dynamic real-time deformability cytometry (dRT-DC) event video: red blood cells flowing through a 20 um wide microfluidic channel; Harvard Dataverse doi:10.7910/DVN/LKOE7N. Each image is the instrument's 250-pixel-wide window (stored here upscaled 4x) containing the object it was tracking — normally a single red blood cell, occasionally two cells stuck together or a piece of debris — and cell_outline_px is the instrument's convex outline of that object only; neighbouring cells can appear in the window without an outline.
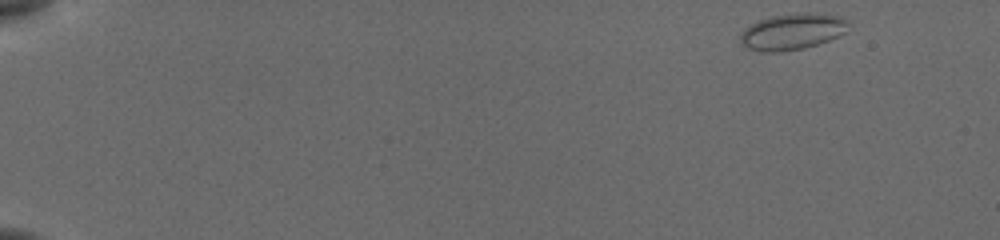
{"species": "common noctule bat (a hibernating species)", "species_latin": "Nyctalus noctula", "temperature_condition": "cold", "stored_images_in_passage": 51, "camera_frame_rate_fps": 3000, "um_per_image_px": 0.085, "animal": {"sex": "female", "body_mass_g": 19.5, "forearm_length_mm": 54.1}, "frame": {"image": 1, "passage_image": 1, "time_ms": 0.0, "image_size_px": [1000, 240], "cell_outline_px": [[848, 32], [840, 36], [804, 48], [776, 52], [760, 52], [744, 48], [740, 44], [740, 32], [744, 28], [760, 20], [772, 16], [808, 12], [840, 16], [848, 20]], "centroid_in_image_um": [67.33, 2.7], "position_along_channel_um": 17.7, "area_um2": 23.0}}
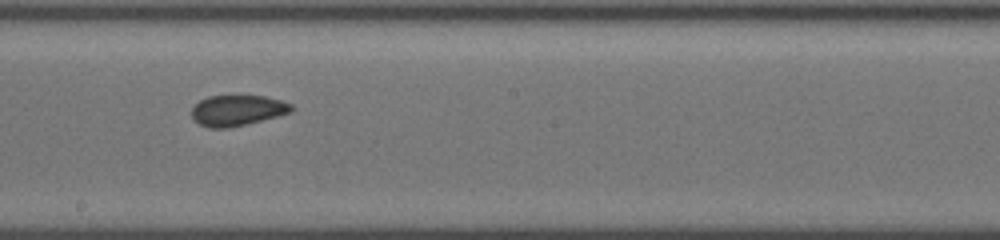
{"frame": {"image": 2, "passage_image": 29, "time_ms": 9.333, "image_size_px": [1000, 240], "cell_outline_px": [[296, 108], [292, 112], [228, 128], [208, 128], [192, 120], [192, 108], [200, 100], [208, 96], [240, 92], [264, 96], [280, 100], [292, 104]], "centroid_in_image_um": [20.17, 9.32], "position_along_channel_um": 228.0, "area_um2": 18.55}}
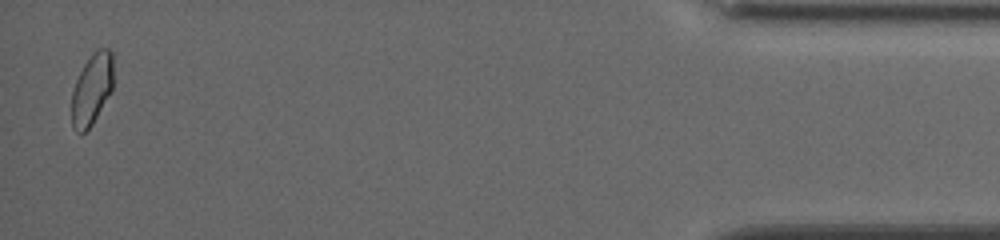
{"frame": {"image": 3, "passage_image": 50, "time_ms": 16.333, "image_size_px": [1000, 240], "cell_outline_px": [[112, 92], [92, 124], [80, 136], [72, 128], [72, 92], [76, 80], [84, 64], [92, 52], [96, 48], [108, 48], [112, 52]], "centroid_in_image_um": [7.8, 7.59], "position_along_channel_um": 427.4, "area_um2": 17.46}, "authors_computed_cell_mechanics": {"area_um2": 18.2648, "velocity_mm_per_s": 3.8704, "shape_relaxation_time_tau1_ms": null, "shape_relaxation_time_tau2_ms": 1.908, "deformation_change_tau1": null, "deformation_change_tau2": 0.0604}}